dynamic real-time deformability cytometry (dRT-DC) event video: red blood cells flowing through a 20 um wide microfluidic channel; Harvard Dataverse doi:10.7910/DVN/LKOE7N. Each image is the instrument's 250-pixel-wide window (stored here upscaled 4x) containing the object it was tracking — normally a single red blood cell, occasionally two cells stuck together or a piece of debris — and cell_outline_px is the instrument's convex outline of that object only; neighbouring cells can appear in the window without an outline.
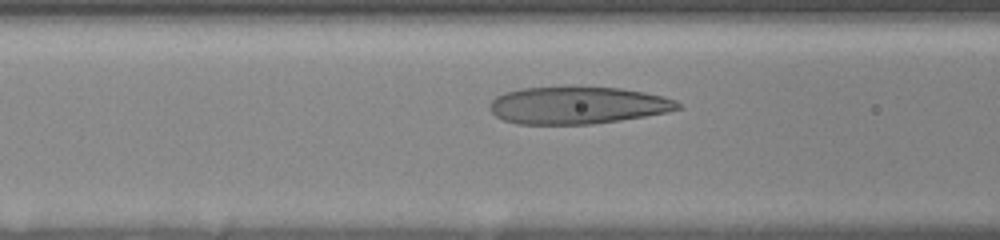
{"species": "human", "species_latin": "Homo sapiens", "temperature_condition": "room temperature", "stored_images_in_passage": 21, "camera_frame_rate_fps": 3000, "um_per_image_px": 0.085, "donor": {"sex": "female"}, "frame": {"image": 1, "passage_image": 9, "time_ms": 4.333, "image_size_px": [1000, 240], "cell_outline_px": [[680, 108], [668, 112], [620, 120], [592, 124], [516, 124], [504, 120], [496, 116], [488, 108], [488, 104], [496, 96], [504, 92], [520, 88], [564, 84], [576, 84], [620, 88], [644, 92], [664, 96], [676, 100], [680, 104]], "centroid_in_image_um": [49.04, 8.9], "position_along_channel_um": 117.6, "area_um2": 42.19}}
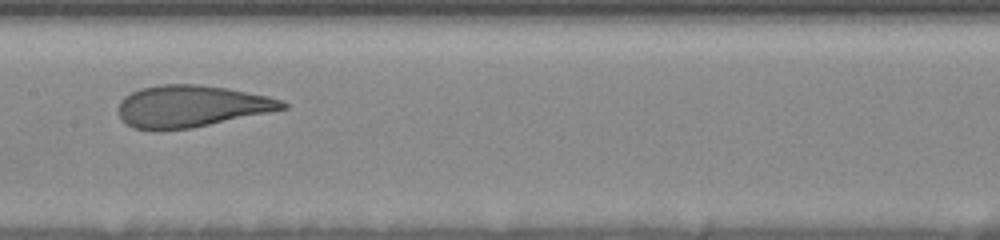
{"frame": {"image": 2, "passage_image": 14, "time_ms": 6.333, "image_size_px": [1000, 240], "cell_outline_px": [[288, 108], [192, 128], [160, 132], [152, 132], [132, 128], [120, 116], [120, 100], [124, 96], [140, 88], [160, 84], [196, 84], [228, 88], [268, 96], [284, 100], [288, 104]], "centroid_in_image_um": [16.25, 9.05], "position_along_channel_um": 191.2, "area_um2": 40.4}}
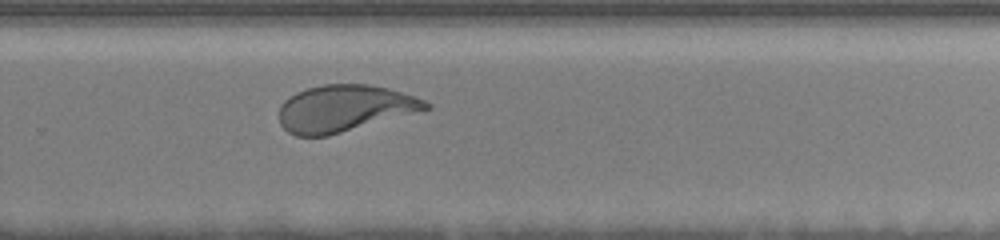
{"frame": {"image": 3, "passage_image": 21, "time_ms": 9.333, "image_size_px": [1000, 240], "cell_outline_px": [[432, 108], [328, 136], [296, 136], [288, 132], [280, 124], [280, 104], [288, 96], [296, 92], [308, 88], [324, 84], [368, 84], [388, 88], [424, 100], [432, 104]], "centroid_in_image_um": [29.25, 9.21], "position_along_channel_um": 300.5, "area_um2": 39.82}}